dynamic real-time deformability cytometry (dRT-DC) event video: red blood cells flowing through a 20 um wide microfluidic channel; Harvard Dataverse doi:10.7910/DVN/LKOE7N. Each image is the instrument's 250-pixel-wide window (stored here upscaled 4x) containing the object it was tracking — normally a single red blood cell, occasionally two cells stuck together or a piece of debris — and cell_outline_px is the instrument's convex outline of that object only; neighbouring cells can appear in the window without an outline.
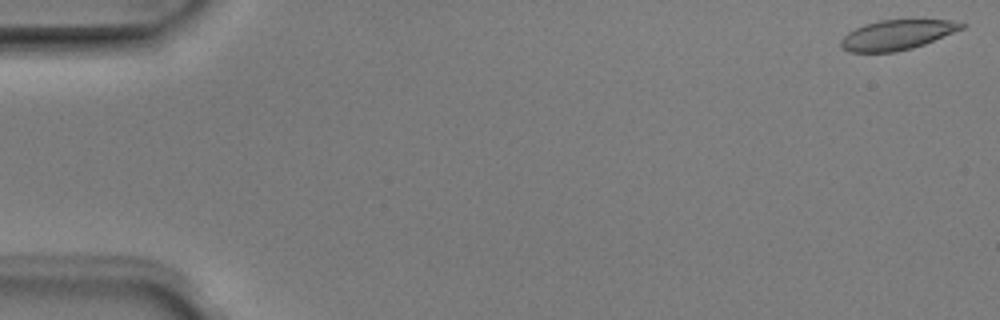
{"species": "Egyptian fruit bat (a non-hibernating species)", "species_latin": "Rousettus aegyptiacus", "temperature_condition": "room temperature", "stored_images_in_passage": 4, "camera_frame_rate_fps": 3000, "um_per_image_px": 0.085, "animal": {"sex": "male"}, "frame": {"image": 1, "passage_image": 1, "time_ms": 0.0, "image_size_px": [1000, 320], "cell_outline_px": [[968, 24], [964, 28], [924, 44], [912, 48], [896, 52], [848, 52], [840, 44], [840, 40], [848, 32], [864, 24], [880, 20], [948, 20]], "centroid_in_image_um": [76.24, 2.96], "position_along_channel_um": 8.8, "area_um2": 20.87}}
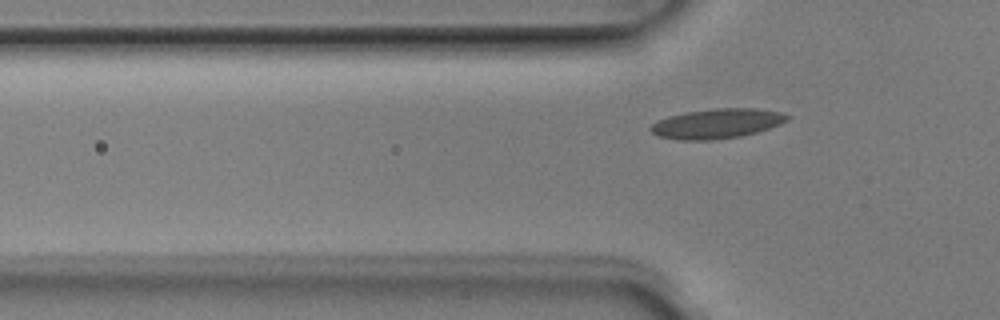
{"frame": {"image": 2, "passage_image": 4, "time_ms": 1.0, "image_size_px": [1000, 320], "cell_outline_px": [[792, 116], [788, 120], [780, 124], [756, 132], [740, 136], [712, 140], [684, 140], [660, 136], [652, 132], [648, 128], [656, 120], [668, 116], [688, 112], [716, 108], [756, 108], [780, 112]], "centroid_in_image_um": [60.95, 10.49], "position_along_channel_um": 64.9, "area_um2": 23.52}}